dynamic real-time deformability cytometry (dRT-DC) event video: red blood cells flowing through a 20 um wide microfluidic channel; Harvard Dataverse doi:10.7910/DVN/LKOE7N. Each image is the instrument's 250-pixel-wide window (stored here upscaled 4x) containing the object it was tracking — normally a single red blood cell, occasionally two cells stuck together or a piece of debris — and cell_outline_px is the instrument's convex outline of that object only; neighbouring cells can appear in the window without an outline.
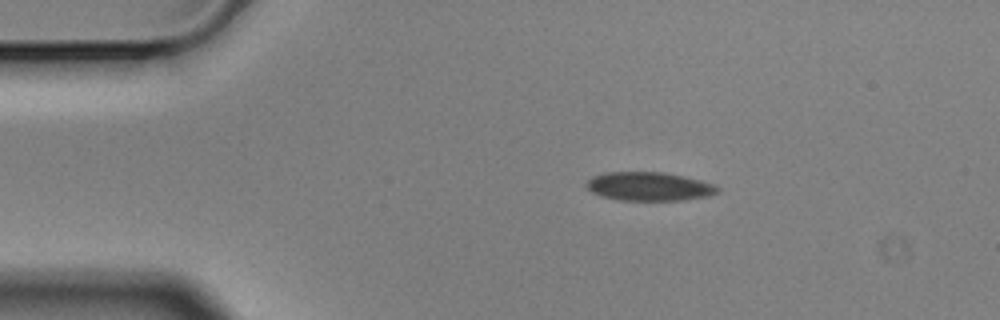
{"species": "Egyptian fruit bat (a non-hibernating species)", "species_latin": "Rousettus aegyptiacus", "temperature_condition": "cold", "stored_images_in_passage": 9, "camera_frame_rate_fps": 3000, "um_per_image_px": 0.085, "animal": {"sex": "male"}, "frame": {"image": 1, "passage_image": 2, "time_ms": 0.333, "image_size_px": [1000, 320], "cell_outline_px": [[720, 192], [708, 196], [684, 200], [620, 200], [600, 196], [592, 192], [584, 184], [592, 176], [604, 172], [664, 172], [684, 176], [716, 184], [720, 188]], "centroid_in_image_um": [55.19, 15.84], "position_along_channel_um": 29.8, "area_um2": 22.14}}
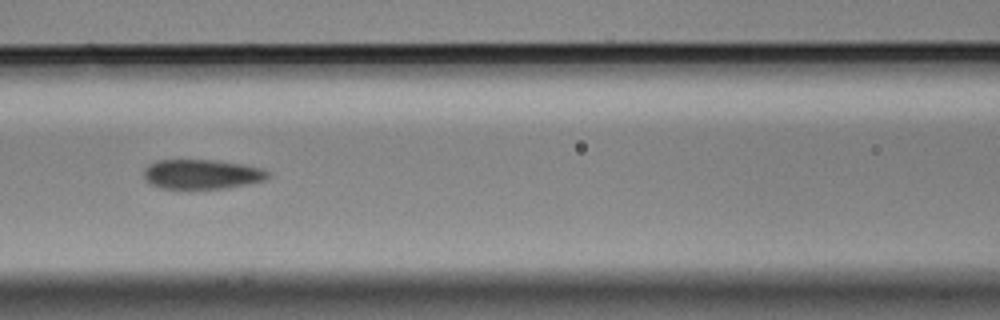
{"frame": {"image": 2, "passage_image": 6, "time_ms": 1.667, "image_size_px": [1000, 320], "cell_outline_px": [[272, 176], [264, 180], [248, 184], [228, 188], [160, 188], [148, 184], [144, 180], [144, 168], [148, 164], [160, 160], [208, 160], [244, 164], [264, 168], [272, 172]], "centroid_in_image_um": [17.19, 14.81], "position_along_channel_um": 149.4, "area_um2": 21.68}}
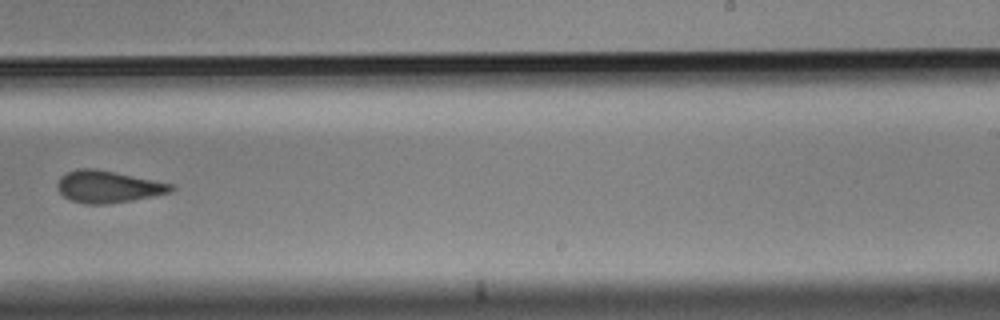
{"frame": {"image": 3, "passage_image": 9, "time_ms": 2.667, "image_size_px": [1000, 320], "cell_outline_px": [[176, 188], [172, 192], [132, 200], [108, 204], [84, 204], [72, 200], [64, 196], [56, 188], [56, 184], [60, 176], [76, 168], [96, 168], [176, 184]], "centroid_in_image_um": [9.21, 15.86], "position_along_channel_um": 279.8, "area_um2": 21.5}}